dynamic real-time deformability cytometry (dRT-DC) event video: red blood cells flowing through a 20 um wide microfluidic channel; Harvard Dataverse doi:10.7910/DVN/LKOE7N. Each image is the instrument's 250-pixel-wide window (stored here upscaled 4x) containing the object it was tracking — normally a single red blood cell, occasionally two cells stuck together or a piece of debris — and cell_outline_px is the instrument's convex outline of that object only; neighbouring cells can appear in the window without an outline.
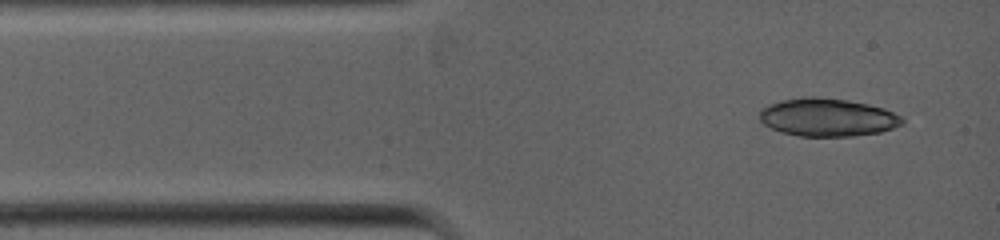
{"species": "common noctule bat (a hibernating species)", "species_latin": "Nyctalus noctula", "temperature_condition": "warm", "stored_images_in_passage": 3, "camera_frame_rate_fps": 5000, "um_per_image_px": 0.085, "animal": {"sex": "female", "body_mass_g": 19.0, "forearm_length_mm": 53.3}, "frame": {"image": 1, "passage_image": 1, "time_ms": 0.0, "image_size_px": [1000, 240], "cell_outline_px": [[904, 124], [880, 132], [852, 136], [800, 136], [780, 132], [764, 124], [760, 120], [760, 108], [768, 104], [780, 100], [804, 96], [816, 96], [848, 100], [868, 104], [884, 108], [900, 116], [904, 120]], "centroid_in_image_um": [70.31, 9.96], "position_along_channel_um": 14.7, "area_um2": 31.79}}